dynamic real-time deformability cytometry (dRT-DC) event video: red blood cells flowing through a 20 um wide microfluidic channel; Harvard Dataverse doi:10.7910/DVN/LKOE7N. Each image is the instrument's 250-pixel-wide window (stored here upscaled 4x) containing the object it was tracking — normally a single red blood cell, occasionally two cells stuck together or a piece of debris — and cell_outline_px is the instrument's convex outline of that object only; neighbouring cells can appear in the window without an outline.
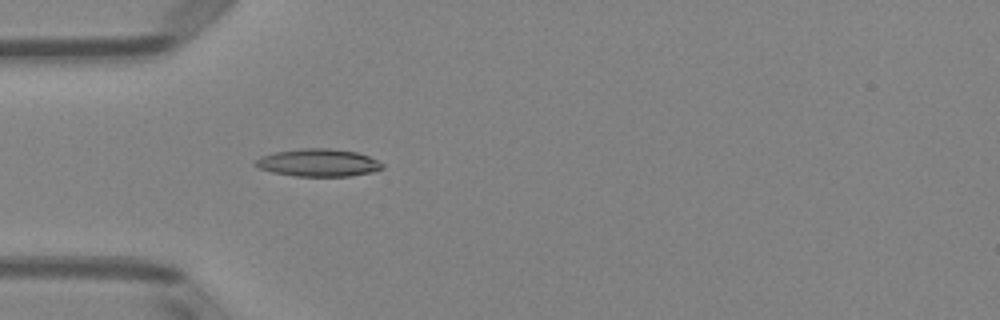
{"species": "Egyptian fruit bat (a non-hibernating species)", "species_latin": "Rousettus aegyptiacus", "temperature_condition": "room temperature", "stored_images_in_passage": 36, "camera_frame_rate_fps": 3000, "um_per_image_px": 0.085, "animal": {"sex": "female"}, "frame": {"image": 1, "passage_image": 1, "time_ms": 0.0, "image_size_px": [1000, 320], "cell_outline_px": [[384, 168], [372, 172], [348, 176], [296, 176], [272, 172], [260, 168], [252, 164], [260, 156], [276, 152], [300, 148], [332, 148], [356, 152], [368, 156], [384, 164]], "centroid_in_image_um": [27.05, 13.82], "position_along_channel_um": 58.0, "area_um2": 20.4}}
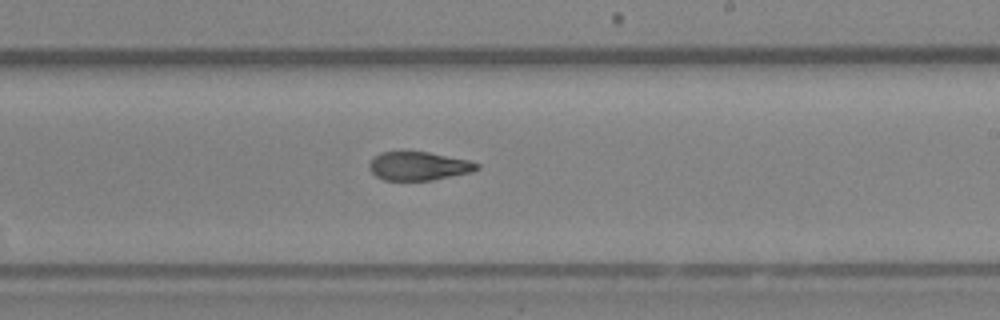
{"frame": {"image": 2, "passage_image": 16, "time_ms": 5.0, "image_size_px": [1000, 320], "cell_outline_px": [[480, 168], [472, 172], [432, 180], [384, 180], [376, 176], [368, 168], [368, 164], [372, 156], [380, 152], [428, 152], [468, 160], [480, 164]], "centroid_in_image_um": [35.56, 14.11], "position_along_channel_um": 253.4, "area_um2": 17.98}}
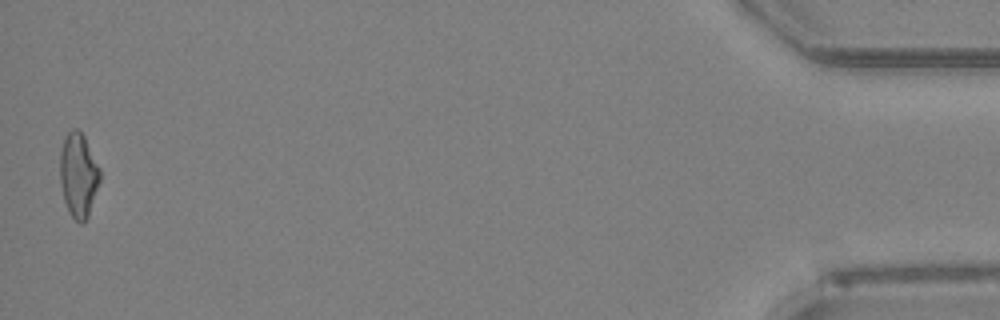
{"frame": {"image": 3, "passage_image": 36, "time_ms": 11.667, "image_size_px": [1000, 320], "cell_outline_px": [[100, 180], [88, 216], [80, 224], [68, 212], [64, 200], [60, 184], [60, 152], [64, 136], [72, 128], [76, 128], [84, 136], [100, 168]], "centroid_in_image_um": [6.65, 14.86], "position_along_channel_um": 428.5, "area_um2": 19.59}, "authors_computed_cell_mechanics": {"area_um2": 19.3052, "velocity_mm_per_s": 4.0002, "shape_relaxation_time_tau1_ms": 8.4877, "shape_relaxation_time_tau2_ms": 2.6071, "deformation_change_tau1": 0.2211, "deformation_change_tau2": 0.0989}}